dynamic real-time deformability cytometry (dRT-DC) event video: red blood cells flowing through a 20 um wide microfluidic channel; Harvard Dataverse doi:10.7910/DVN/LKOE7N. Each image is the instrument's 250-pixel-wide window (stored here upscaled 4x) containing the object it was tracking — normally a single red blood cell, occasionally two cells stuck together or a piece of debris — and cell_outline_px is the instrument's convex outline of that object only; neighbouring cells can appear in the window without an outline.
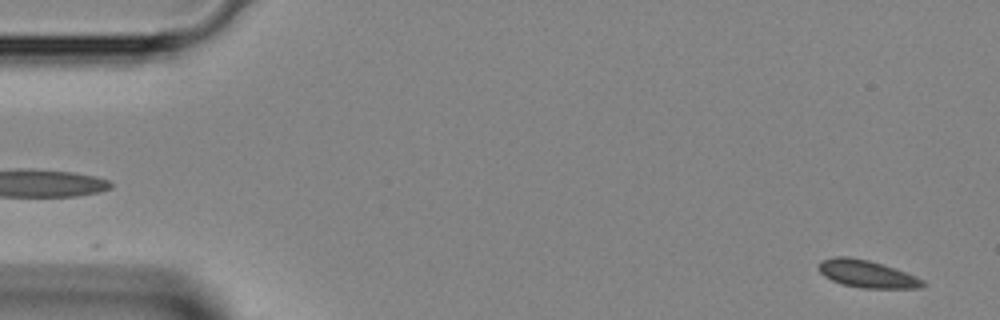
{"species": "Egyptian fruit bat (a non-hibernating species)", "species_latin": "Rousettus aegyptiacus", "temperature_condition": "room temperature", "stored_images_in_passage": 11, "camera_frame_rate_fps": 3000, "um_per_image_px": 0.085, "animal": {"sex": "female"}, "frame": {"image": 1, "passage_image": 2, "time_ms": 0.333, "image_size_px": [1000, 320], "cell_outline_px": [[924, 284], [920, 288], [864, 288], [844, 284], [832, 280], [824, 276], [820, 272], [820, 260], [836, 256], [848, 256], [868, 260], [916, 276], [924, 280]], "centroid_in_image_um": [73.67, 23.28], "position_along_channel_um": 11.3, "area_um2": 16.24}}